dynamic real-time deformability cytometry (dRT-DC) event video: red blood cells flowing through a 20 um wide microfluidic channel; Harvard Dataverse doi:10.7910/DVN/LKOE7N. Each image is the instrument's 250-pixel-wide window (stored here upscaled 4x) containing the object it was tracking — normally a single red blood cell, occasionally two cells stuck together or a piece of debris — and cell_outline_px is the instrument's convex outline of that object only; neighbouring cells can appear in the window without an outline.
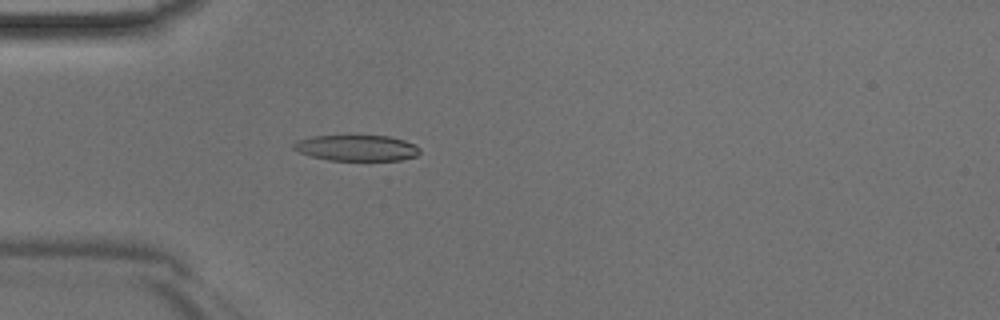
{"species": "Egyptian fruit bat (a non-hibernating species)", "species_latin": "Rousettus aegyptiacus", "temperature_condition": "room temperature", "stored_images_in_passage": 44, "camera_frame_rate_fps": 3000, "um_per_image_px": 0.085, "animal": {"sex": "male"}, "frame": {"image": 1, "passage_image": 12, "time_ms": 3.667, "image_size_px": [1000, 320], "cell_outline_px": [[420, 152], [416, 156], [400, 160], [328, 160], [312, 156], [300, 152], [292, 148], [292, 144], [296, 140], [312, 136], [388, 136], [404, 140], [416, 144], [420, 148]], "centroid_in_image_um": [30.32, 12.57], "position_along_channel_um": 54.7, "area_um2": 19.02}}
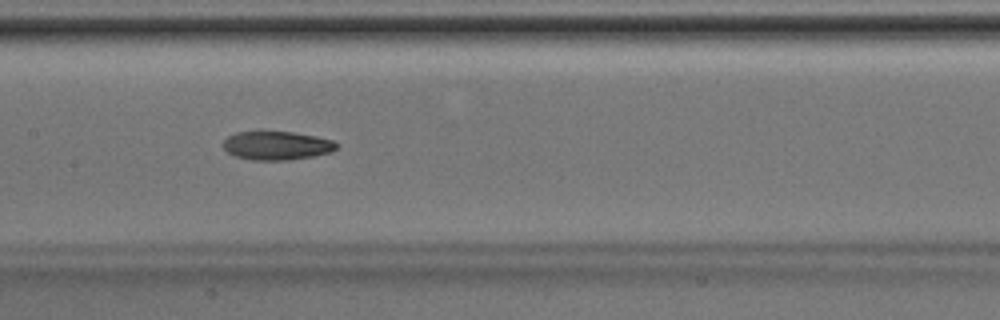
{"frame": {"image": 2, "passage_image": 21, "time_ms": 6.667, "image_size_px": [1000, 320], "cell_outline_px": [[340, 144], [332, 152], [312, 156], [288, 160], [252, 160], [236, 156], [228, 152], [224, 148], [224, 140], [228, 136], [236, 132], [260, 128], [292, 132], [316, 136], [332, 140]], "centroid_in_image_um": [23.5, 12.32], "position_along_channel_um": 183.9, "area_um2": 19.59}}
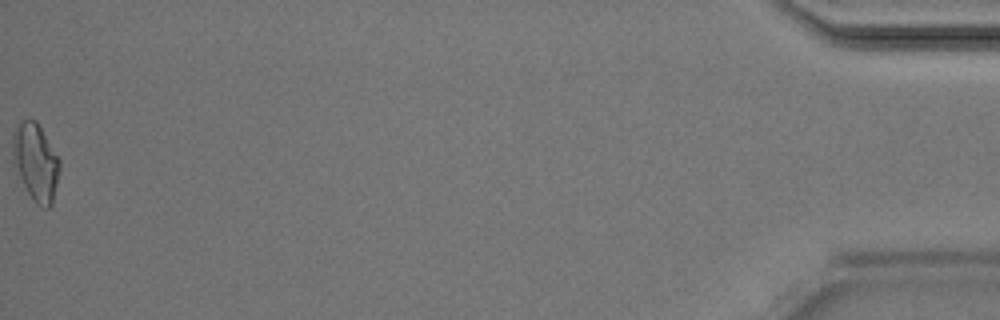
{"frame": {"image": 3, "passage_image": 44, "time_ms": 14.333, "image_size_px": [1000, 320], "cell_outline_px": [[60, 168], [52, 204], [48, 208], [40, 208], [36, 204], [28, 192], [12, 164], [12, 136], [20, 120], [36, 120], [60, 160]], "centroid_in_image_um": [3.02, 13.79], "position_along_channel_um": 432.2, "area_um2": 21.15}}